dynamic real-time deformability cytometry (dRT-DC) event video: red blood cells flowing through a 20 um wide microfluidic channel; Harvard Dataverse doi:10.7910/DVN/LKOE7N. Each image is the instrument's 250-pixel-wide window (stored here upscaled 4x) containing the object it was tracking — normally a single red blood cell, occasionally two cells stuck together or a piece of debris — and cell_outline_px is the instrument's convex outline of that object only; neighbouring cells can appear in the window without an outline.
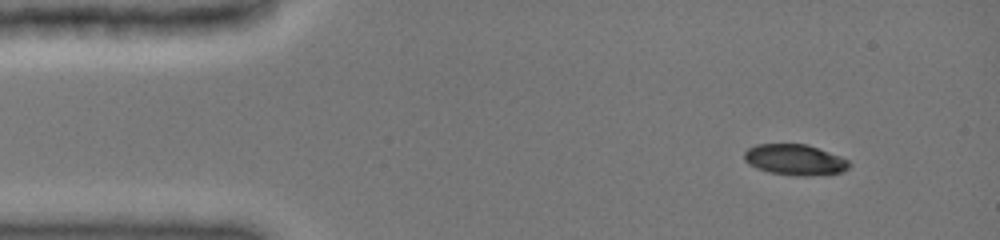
{"species": "common noctule bat (a hibernating species)", "species_latin": "Nyctalus noctula", "temperature_condition": "cold", "stored_images_in_passage": 43, "camera_frame_rate_fps": 3000, "um_per_image_px": 0.085, "animal": {"sex": "female", "body_mass_g": 19.0, "forearm_length_mm": 51.5}, "frame": {"image": 1, "passage_image": 1, "time_ms": 0.0, "image_size_px": [1000, 240], "cell_outline_px": [[852, 164], [844, 172], [808, 176], [800, 176], [768, 172], [756, 168], [748, 164], [744, 160], [744, 152], [748, 148], [756, 144], [804, 144], [840, 156], [848, 160]], "centroid_in_image_um": [67.55, 13.59], "position_along_channel_um": 17.4, "area_um2": 18.84}}
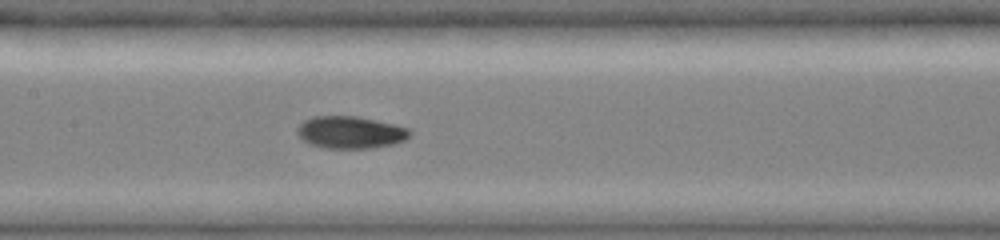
{"frame": {"image": 2, "passage_image": 19, "time_ms": 6.0, "image_size_px": [1000, 240], "cell_outline_px": [[412, 132], [404, 140], [392, 144], [376, 148], [324, 148], [312, 144], [304, 140], [296, 132], [296, 128], [304, 120], [312, 116], [356, 116], [392, 124], [408, 128]], "centroid_in_image_um": [29.76, 11.25], "position_along_channel_um": 177.6, "area_um2": 20.98}}
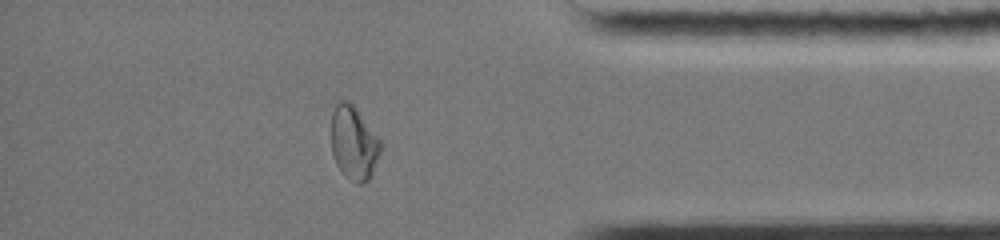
{"frame": {"image": 3, "passage_image": 37, "time_ms": 12.0, "image_size_px": [1000, 240], "cell_outline_px": [[384, 144], [372, 176], [364, 184], [360, 184], [344, 176], [336, 164], [332, 152], [332, 112], [336, 104], [340, 100], [348, 100], [356, 108]], "centroid_in_image_um": [30.1, 12.17], "position_along_channel_um": 405.1, "area_um2": 21.44}, "authors_computed_cell_mechanics": {"area_um2": 20.808, "velocity_mm_per_s": 4.0037, "shape_relaxation_time_tau1_ms": 10.4121, "shape_relaxation_time_tau2_ms": 3.206, "deformation_change_tau1": 0.2824, "deformation_change_tau2": 0.0523}}